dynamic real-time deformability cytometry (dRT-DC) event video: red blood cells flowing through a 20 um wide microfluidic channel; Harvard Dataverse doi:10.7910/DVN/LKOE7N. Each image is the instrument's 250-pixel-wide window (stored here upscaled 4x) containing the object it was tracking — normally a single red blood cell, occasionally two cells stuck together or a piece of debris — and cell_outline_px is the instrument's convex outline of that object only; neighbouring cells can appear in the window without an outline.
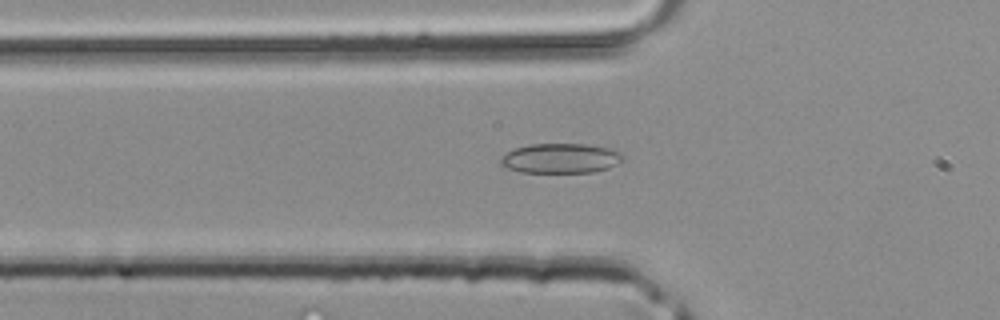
{"species": "common noctule bat (a hibernating species)", "species_latin": "Nyctalus noctula", "temperature_condition": "room temperature", "stored_images_in_passage": 38, "camera_frame_rate_fps": 3000, "um_per_image_px": 0.085, "animal": {"sex": "male", "body_mass_g": 20.4}, "frame": {"image": 1, "passage_image": 14, "time_ms": 4.333, "image_size_px": [1000, 320], "cell_outline_px": [[624, 156], [616, 164], [608, 168], [592, 172], [520, 172], [504, 168], [500, 164], [500, 156], [516, 148], [528, 144], [584, 144], [608, 148], [620, 152]], "centroid_in_image_um": [47.59, 13.46], "position_along_channel_um": 78.2, "area_um2": 21.15}}
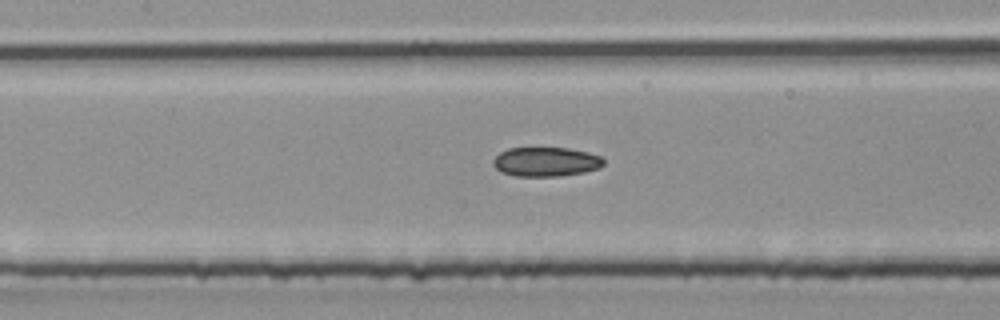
{"frame": {"image": 2, "passage_image": 19, "time_ms": 6.0, "image_size_px": [1000, 320], "cell_outline_px": [[604, 164], [600, 168], [584, 172], [560, 176], [516, 176], [500, 172], [492, 164], [492, 160], [500, 152], [508, 148], [568, 148], [588, 152], [600, 156], [604, 160]], "centroid_in_image_um": [46.39, 13.75], "position_along_channel_um": 161.0, "area_um2": 18.96}}
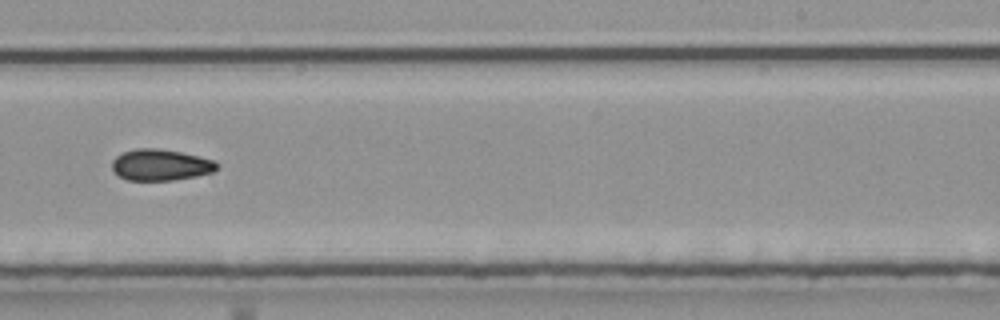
{"frame": {"image": 3, "passage_image": 26, "time_ms": 8.333, "image_size_px": [1000, 320], "cell_outline_px": [[220, 168], [212, 172], [196, 176], [172, 180], [128, 180], [120, 176], [112, 168], [112, 160], [116, 156], [124, 152], [136, 148], [160, 148], [200, 156], [216, 160], [220, 164]], "centroid_in_image_um": [13.71, 14.0], "position_along_channel_um": 275.3, "area_um2": 19.25}}